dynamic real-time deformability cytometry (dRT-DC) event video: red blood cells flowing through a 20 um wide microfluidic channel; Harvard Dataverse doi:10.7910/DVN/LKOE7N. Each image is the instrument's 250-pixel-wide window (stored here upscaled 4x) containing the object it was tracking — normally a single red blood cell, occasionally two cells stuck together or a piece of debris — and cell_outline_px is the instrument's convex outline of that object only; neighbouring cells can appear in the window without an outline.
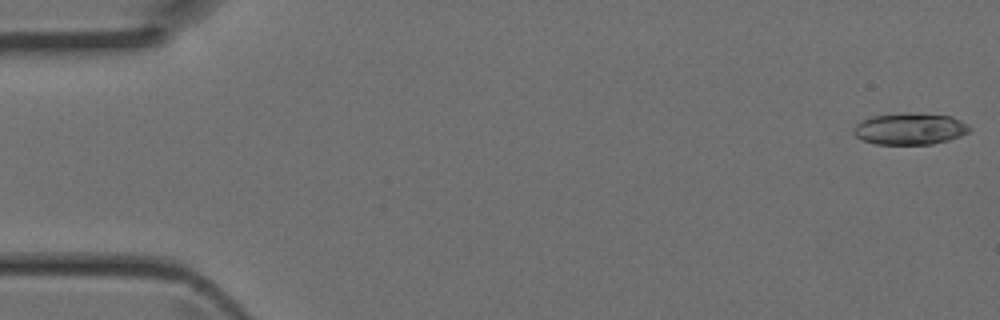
{"species": "Egyptian fruit bat (a non-hibernating species)", "species_latin": "Rousettus aegyptiacus", "temperature_condition": "room temperature", "stored_images_in_passage": 14, "camera_frame_rate_fps": 3000, "um_per_image_px": 0.085, "animal": {"sex": "female"}, "frame": {"image": 1, "passage_image": 1, "time_ms": 0.0, "image_size_px": [1000, 320], "cell_outline_px": [[972, 128], [968, 132], [960, 136], [948, 140], [932, 144], [876, 144], [864, 140], [856, 136], [852, 132], [852, 128], [860, 120], [872, 116], [952, 116], [968, 124]], "centroid_in_image_um": [77.33, 11.01], "position_along_channel_um": 7.7, "area_um2": 20.35}}
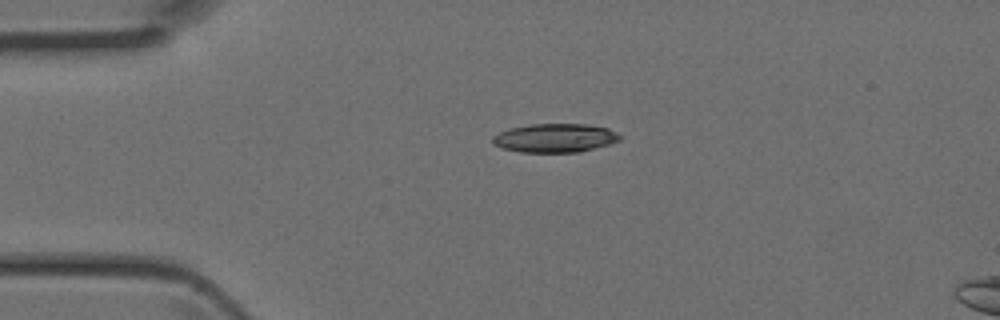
{"frame": {"image": 2, "passage_image": 10, "time_ms": 3.0, "image_size_px": [1000, 320], "cell_outline_px": [[620, 140], [608, 144], [580, 152], [520, 152], [504, 148], [492, 144], [492, 136], [508, 128], [528, 124], [588, 124], [608, 128], [616, 132], [620, 136]], "centroid_in_image_um": [47.14, 11.72], "position_along_channel_um": 37.9, "area_um2": 21.33}}